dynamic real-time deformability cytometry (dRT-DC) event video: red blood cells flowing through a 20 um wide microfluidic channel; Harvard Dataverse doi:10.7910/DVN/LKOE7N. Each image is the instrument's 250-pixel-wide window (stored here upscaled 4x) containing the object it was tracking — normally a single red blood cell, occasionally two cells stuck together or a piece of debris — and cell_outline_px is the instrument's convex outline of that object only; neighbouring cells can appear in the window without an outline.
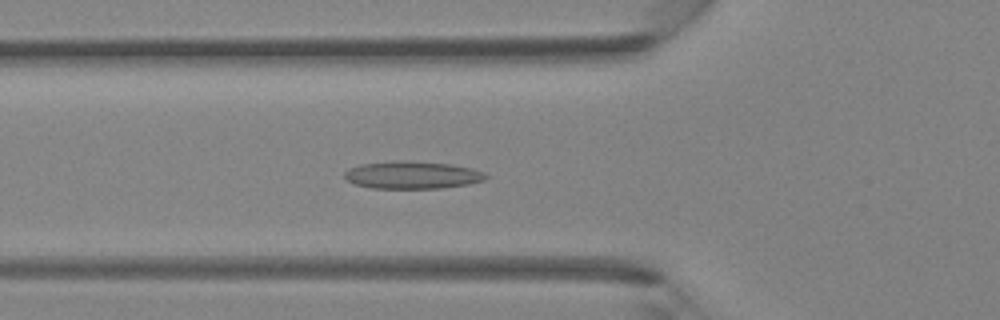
{"species": "Egyptian fruit bat (a non-hibernating species)", "species_latin": "Rousettus aegyptiacus", "temperature_condition": "room temperature", "stored_images_in_passage": 42, "camera_frame_rate_fps": 3000, "um_per_image_px": 0.085, "animal": {"sex": "female"}, "frame": {"image": 1, "passage_image": 15, "time_ms": 4.667, "image_size_px": [1000, 320], "cell_outline_px": [[488, 176], [484, 180], [468, 184], [440, 188], [372, 188], [356, 184], [348, 180], [344, 176], [344, 172], [348, 168], [360, 164], [452, 164], [472, 168], [484, 172]], "centroid_in_image_um": [35.09, 14.93], "position_along_channel_um": 90.7, "area_um2": 21.27}}
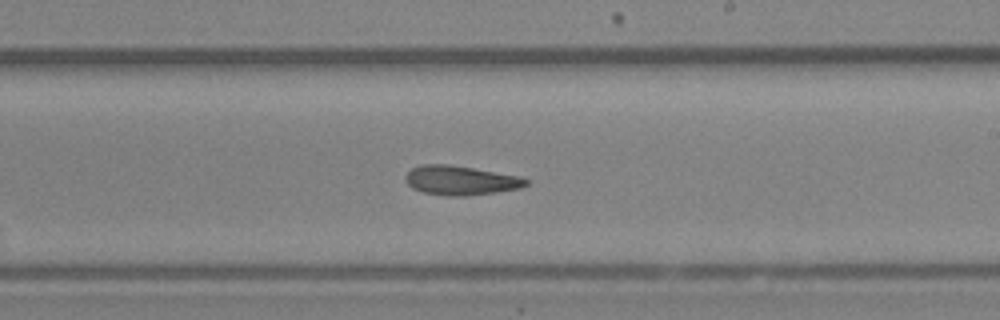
{"frame": {"image": 2, "passage_image": 25, "time_ms": 8.0, "image_size_px": [1000, 320], "cell_outline_px": [[528, 184], [520, 188], [496, 192], [464, 196], [448, 196], [424, 192], [412, 188], [404, 180], [404, 176], [412, 168], [420, 164], [448, 164], [520, 176], [528, 180]], "centroid_in_image_um": [39.12, 15.33], "position_along_channel_um": 249.9, "area_um2": 20.52}}
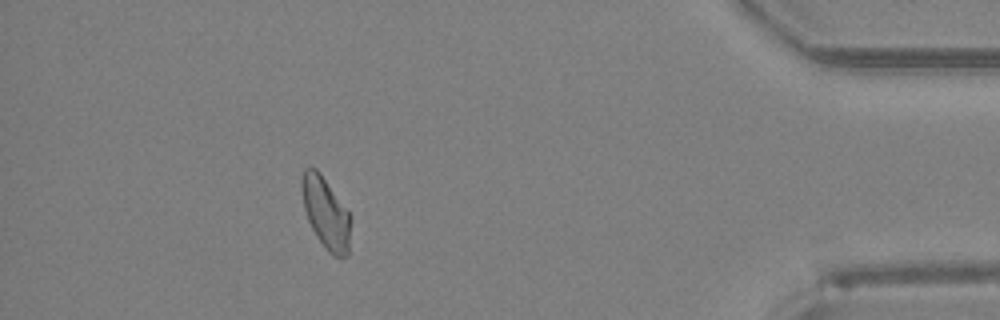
{"frame": {"image": 3, "passage_image": 38, "time_ms": 12.333, "image_size_px": [1000, 320], "cell_outline_px": [[352, 216], [348, 256], [332, 256], [324, 248], [316, 236], [308, 220], [304, 208], [300, 188], [300, 180], [304, 168], [316, 168], [320, 172]], "centroid_in_image_um": [27.7, 18.1], "position_along_channel_um": 407.5, "area_um2": 20.69}}